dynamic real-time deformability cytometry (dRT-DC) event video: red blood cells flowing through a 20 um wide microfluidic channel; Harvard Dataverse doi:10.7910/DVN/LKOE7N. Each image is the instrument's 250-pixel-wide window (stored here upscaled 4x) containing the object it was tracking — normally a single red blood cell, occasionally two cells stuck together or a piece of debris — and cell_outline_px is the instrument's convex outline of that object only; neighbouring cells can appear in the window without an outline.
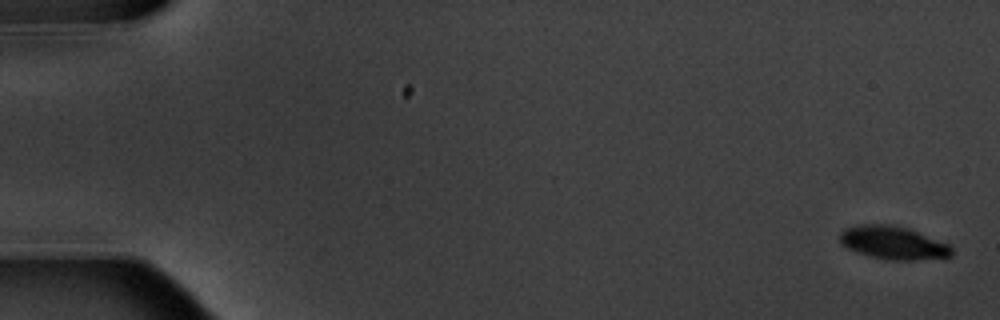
{"species": "common noctule bat (a hibernating species)", "species_latin": "Nyctalus noctula", "temperature_condition": "warm", "stored_images_in_passage": 5, "camera_frame_rate_fps": 3000, "um_per_image_px": 0.085, "animal": {"sex": "male", "body_mass_g": 20.1, "forearm_length_mm": 53.5}, "frame": {"image": 1, "passage_image": 1, "time_ms": 0.0, "image_size_px": [1000, 320], "cell_outline_px": [[952, 256], [916, 260], [888, 260], [856, 252], [840, 244], [840, 232], [844, 228], [864, 224], [892, 224], [908, 228], [948, 244], [952, 248]], "centroid_in_image_um": [75.89, 20.63], "position_along_channel_um": 9.1, "area_um2": 21.5}}